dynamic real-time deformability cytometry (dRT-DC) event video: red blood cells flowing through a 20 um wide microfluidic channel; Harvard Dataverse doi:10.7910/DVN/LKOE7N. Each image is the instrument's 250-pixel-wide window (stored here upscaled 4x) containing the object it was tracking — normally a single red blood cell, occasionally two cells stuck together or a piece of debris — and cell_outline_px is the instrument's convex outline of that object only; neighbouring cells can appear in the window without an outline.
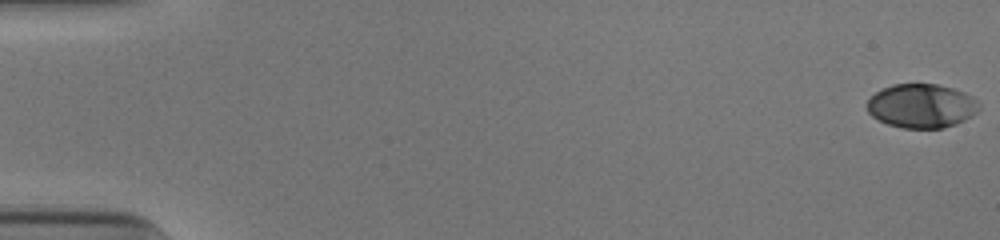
{"species": "human", "species_latin": "Homo sapiens", "temperature_condition": "cold", "stored_images_in_passage": 54, "camera_frame_rate_fps": 3000, "um_per_image_px": 0.085, "donor": {"sex": "male"}, "frame": {"image": 1, "passage_image": 1, "time_ms": 0.0, "image_size_px": [1000, 240], "cell_outline_px": [[980, 108], [972, 116], [956, 124], [944, 128], [904, 128], [888, 124], [872, 116], [868, 112], [868, 100], [880, 88], [892, 84], [936, 84], [952, 88], [964, 92], [972, 96], [980, 104]], "centroid_in_image_um": [78.34, 9.0], "position_along_channel_um": 6.7, "area_um2": 28.73}}
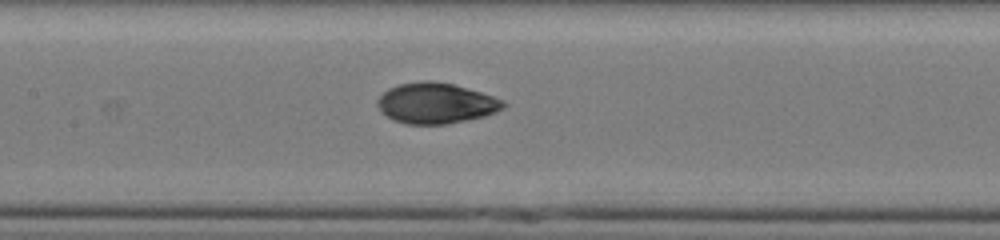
{"frame": {"image": 2, "passage_image": 27, "time_ms": 8.667, "image_size_px": [1000, 240], "cell_outline_px": [[508, 104], [504, 108], [496, 112], [484, 116], [444, 124], [404, 124], [392, 120], [376, 104], [376, 100], [388, 88], [400, 84], [424, 80], [428, 80], [452, 84], [480, 92], [504, 100]], "centroid_in_image_um": [37.06, 8.77], "position_along_channel_um": 170.3, "area_um2": 29.59}}
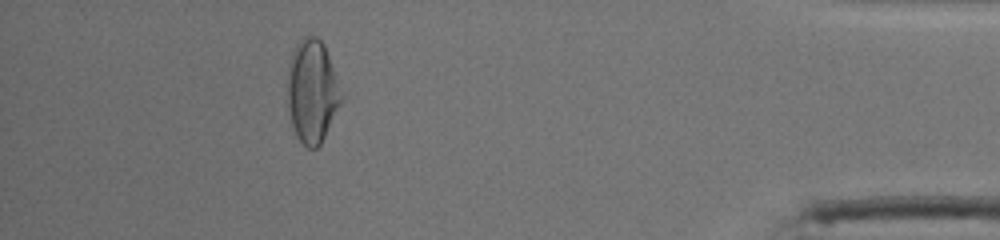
{"frame": {"image": 3, "passage_image": 49, "time_ms": 16.0, "image_size_px": [1000, 240], "cell_outline_px": [[348, 96], [320, 144], [316, 148], [308, 148], [296, 136], [292, 128], [288, 108], [288, 64], [292, 52], [296, 44], [304, 36], [316, 36], [324, 44]], "centroid_in_image_um": [26.62, 7.76], "position_along_channel_um": 408.6, "area_um2": 33.64}, "authors_computed_cell_mechanics": {"area_um2": 29.5936, "velocity_mm_per_s": 3.9054, "shape_relaxation_time_tau1_ms": 4.3835, "shape_relaxation_time_tau2_ms": 1.1765, "deformation_change_tau1": 0.1804, "deformation_change_tau2": 0.0499}}